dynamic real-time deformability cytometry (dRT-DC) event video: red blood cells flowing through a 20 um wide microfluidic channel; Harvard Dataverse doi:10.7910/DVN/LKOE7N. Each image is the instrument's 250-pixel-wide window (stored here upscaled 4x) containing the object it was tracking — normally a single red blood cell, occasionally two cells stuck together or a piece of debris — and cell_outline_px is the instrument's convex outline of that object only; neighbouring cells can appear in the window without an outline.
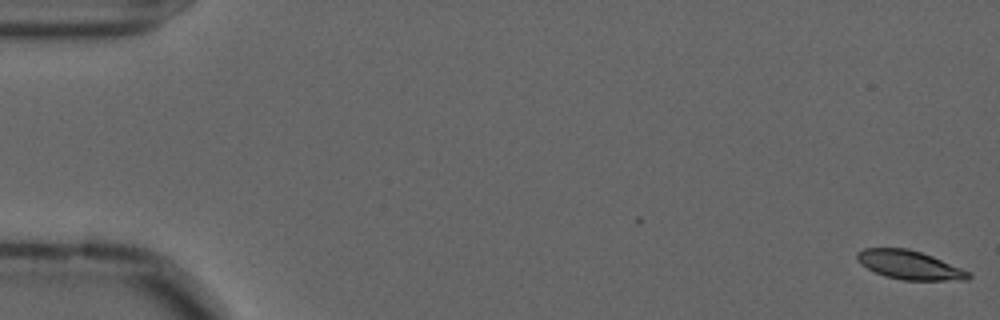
{"species": "common noctule bat (a hibernating species)", "species_latin": "Nyctalus noctula", "temperature_condition": "cold", "stored_images_in_passage": 3, "camera_frame_rate_fps": 3000, "um_per_image_px": 0.085, "animal": {"sex": "male", "forearm_length_mm": 52.5}, "frame": {"image": 1, "passage_image": 1, "time_ms": 0.0, "image_size_px": [1000, 320], "cell_outline_px": [[972, 276], [968, 280], [900, 280], [884, 276], [860, 264], [856, 260], [856, 252], [864, 248], [908, 248], [932, 256], [960, 268], [968, 272]], "centroid_in_image_um": [77.26, 22.52], "position_along_channel_um": 7.7, "area_um2": 18.61}}